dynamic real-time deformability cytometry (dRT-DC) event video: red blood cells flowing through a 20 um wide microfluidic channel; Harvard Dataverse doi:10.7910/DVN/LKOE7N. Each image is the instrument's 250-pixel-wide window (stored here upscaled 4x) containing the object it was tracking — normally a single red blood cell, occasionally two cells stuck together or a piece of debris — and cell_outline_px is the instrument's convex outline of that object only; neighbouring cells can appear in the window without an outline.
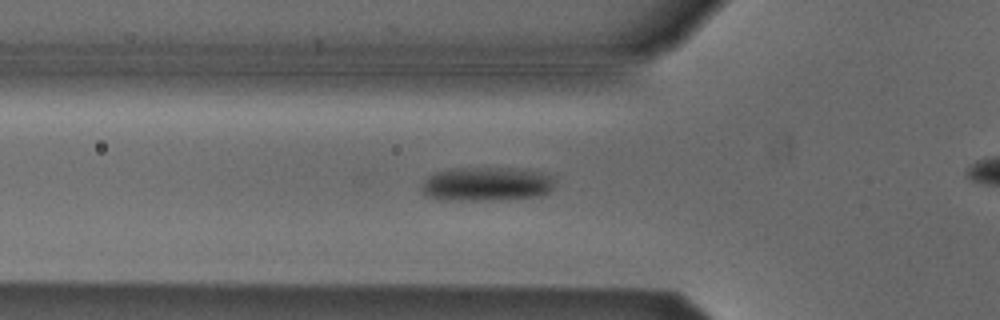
{"species": "Egyptian fruit bat (a non-hibernating species)", "species_latin": "Rousettus aegyptiacus", "temperature_condition": "cold", "stored_images_in_passage": 39, "camera_frame_rate_fps": 3000, "um_per_image_px": 0.085, "animal": {"sex": "male"}, "frame": {"image": 1, "passage_image": 13, "time_ms": 4.0, "image_size_px": [1000, 320], "cell_outline_px": [[556, 180], [552, 188], [548, 192], [540, 196], [492, 200], [440, 200], [424, 196], [420, 188], [420, 184], [428, 176], [436, 172], [456, 168], [512, 168], [540, 172]], "centroid_in_image_um": [41.29, 15.66], "position_along_channel_um": 84.5, "area_um2": 26.53}}
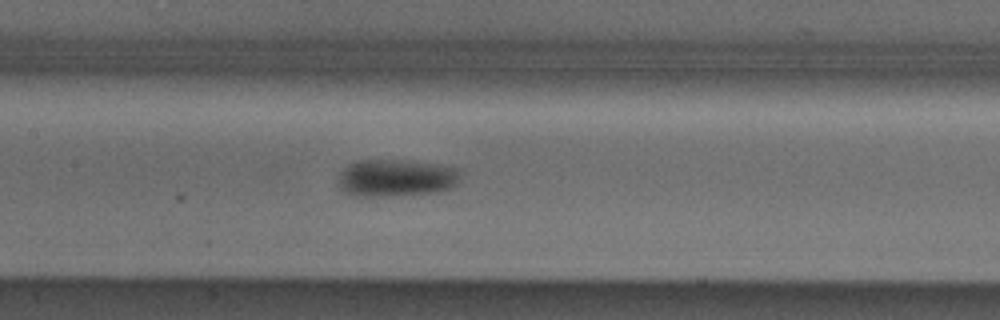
{"frame": {"image": 2, "passage_image": 20, "time_ms": 6.333, "image_size_px": [1000, 320], "cell_outline_px": [[460, 176], [456, 184], [452, 188], [436, 192], [404, 196], [352, 196], [344, 192], [340, 188], [340, 172], [348, 164], [356, 160], [404, 160], [432, 164], [456, 168], [460, 172]], "centroid_in_image_um": [33.65, 15.14], "position_along_channel_um": 173.8, "area_um2": 26.7}}
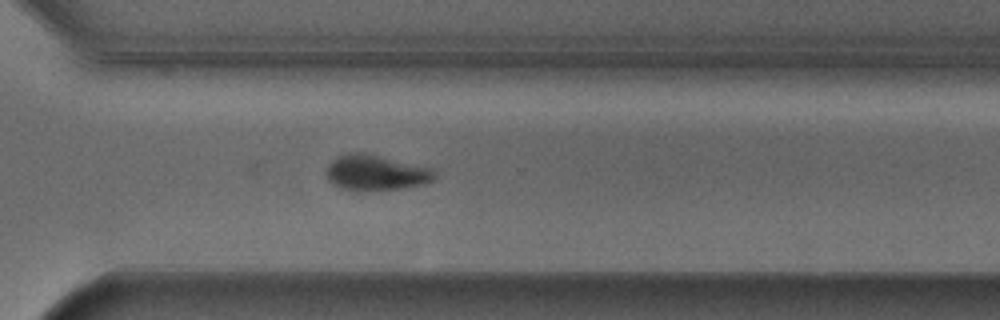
{"frame": {"image": 3, "passage_image": 33, "time_ms": 10.667, "image_size_px": [1000, 320], "cell_outline_px": [[436, 176], [432, 180], [424, 184], [404, 188], [360, 192], [340, 188], [332, 184], [328, 180], [328, 164], [336, 156], [348, 152], [356, 152], [376, 156], [432, 168], [436, 172]], "centroid_in_image_um": [31.92, 14.71], "position_along_channel_um": 338.7, "area_um2": 22.31}}